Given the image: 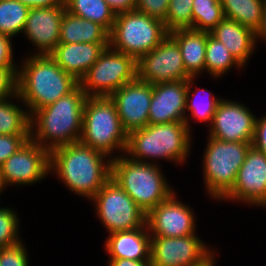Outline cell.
Returning <instances> with one entry per match:
<instances>
[{
  "instance_id": "6da1fadb",
  "label": "cell",
  "mask_w": 266,
  "mask_h": 266,
  "mask_svg": "<svg viewBox=\"0 0 266 266\" xmlns=\"http://www.w3.org/2000/svg\"><path fill=\"white\" fill-rule=\"evenodd\" d=\"M107 155L81 142L62 145L50 151V171H56L71 190L90 200L111 178V160Z\"/></svg>"
},
{
  "instance_id": "7a4b0ae2",
  "label": "cell",
  "mask_w": 266,
  "mask_h": 266,
  "mask_svg": "<svg viewBox=\"0 0 266 266\" xmlns=\"http://www.w3.org/2000/svg\"><path fill=\"white\" fill-rule=\"evenodd\" d=\"M86 98L87 95L78 85L68 95L36 110L30 118L31 139L49 152L62 145L79 142ZM35 124H37V128L34 126ZM33 127L36 129V133L33 132ZM48 139L49 144H47L48 141H45Z\"/></svg>"
},
{
  "instance_id": "3957f363",
  "label": "cell",
  "mask_w": 266,
  "mask_h": 266,
  "mask_svg": "<svg viewBox=\"0 0 266 266\" xmlns=\"http://www.w3.org/2000/svg\"><path fill=\"white\" fill-rule=\"evenodd\" d=\"M21 69L15 97L24 101L30 109V116L68 95L79 85V81L66 73L50 55L34 54Z\"/></svg>"
},
{
  "instance_id": "277c9868",
  "label": "cell",
  "mask_w": 266,
  "mask_h": 266,
  "mask_svg": "<svg viewBox=\"0 0 266 266\" xmlns=\"http://www.w3.org/2000/svg\"><path fill=\"white\" fill-rule=\"evenodd\" d=\"M111 178L147 215L173 191L157 165L120 156L111 159Z\"/></svg>"
},
{
  "instance_id": "5b68a950",
  "label": "cell",
  "mask_w": 266,
  "mask_h": 266,
  "mask_svg": "<svg viewBox=\"0 0 266 266\" xmlns=\"http://www.w3.org/2000/svg\"><path fill=\"white\" fill-rule=\"evenodd\" d=\"M189 138L190 130L185 122L148 124L128 134L125 153L139 162H145L144 158L161 157L180 163L185 161L190 151Z\"/></svg>"
},
{
  "instance_id": "8992f818",
  "label": "cell",
  "mask_w": 266,
  "mask_h": 266,
  "mask_svg": "<svg viewBox=\"0 0 266 266\" xmlns=\"http://www.w3.org/2000/svg\"><path fill=\"white\" fill-rule=\"evenodd\" d=\"M127 138L110 97H87L79 142L109 156L113 149L125 152Z\"/></svg>"
},
{
  "instance_id": "52a82bcc",
  "label": "cell",
  "mask_w": 266,
  "mask_h": 266,
  "mask_svg": "<svg viewBox=\"0 0 266 266\" xmlns=\"http://www.w3.org/2000/svg\"><path fill=\"white\" fill-rule=\"evenodd\" d=\"M168 35L164 23L136 10L117 14L109 46L138 61L157 47Z\"/></svg>"
},
{
  "instance_id": "ba28073f",
  "label": "cell",
  "mask_w": 266,
  "mask_h": 266,
  "mask_svg": "<svg viewBox=\"0 0 266 266\" xmlns=\"http://www.w3.org/2000/svg\"><path fill=\"white\" fill-rule=\"evenodd\" d=\"M208 140L203 162L207 192L223 200L232 190L252 143L227 142L213 137Z\"/></svg>"
},
{
  "instance_id": "9c48e42d",
  "label": "cell",
  "mask_w": 266,
  "mask_h": 266,
  "mask_svg": "<svg viewBox=\"0 0 266 266\" xmlns=\"http://www.w3.org/2000/svg\"><path fill=\"white\" fill-rule=\"evenodd\" d=\"M136 78L137 61L109 46L79 81V85L87 97H110Z\"/></svg>"
},
{
  "instance_id": "30bf717a",
  "label": "cell",
  "mask_w": 266,
  "mask_h": 266,
  "mask_svg": "<svg viewBox=\"0 0 266 266\" xmlns=\"http://www.w3.org/2000/svg\"><path fill=\"white\" fill-rule=\"evenodd\" d=\"M92 199L96 202V211L109 233L146 226V214L112 178Z\"/></svg>"
},
{
  "instance_id": "8fae6325",
  "label": "cell",
  "mask_w": 266,
  "mask_h": 266,
  "mask_svg": "<svg viewBox=\"0 0 266 266\" xmlns=\"http://www.w3.org/2000/svg\"><path fill=\"white\" fill-rule=\"evenodd\" d=\"M190 77L185 71L180 48L169 35L137 61V78L152 85L188 81Z\"/></svg>"
},
{
  "instance_id": "7c38bea8",
  "label": "cell",
  "mask_w": 266,
  "mask_h": 266,
  "mask_svg": "<svg viewBox=\"0 0 266 266\" xmlns=\"http://www.w3.org/2000/svg\"><path fill=\"white\" fill-rule=\"evenodd\" d=\"M50 171V152L31 138L0 167L5 187L10 184H31L42 180Z\"/></svg>"
},
{
  "instance_id": "4fadbf2b",
  "label": "cell",
  "mask_w": 266,
  "mask_h": 266,
  "mask_svg": "<svg viewBox=\"0 0 266 266\" xmlns=\"http://www.w3.org/2000/svg\"><path fill=\"white\" fill-rule=\"evenodd\" d=\"M211 253L195 234L183 237H151L152 266H197Z\"/></svg>"
},
{
  "instance_id": "5bb4252c",
  "label": "cell",
  "mask_w": 266,
  "mask_h": 266,
  "mask_svg": "<svg viewBox=\"0 0 266 266\" xmlns=\"http://www.w3.org/2000/svg\"><path fill=\"white\" fill-rule=\"evenodd\" d=\"M152 98V84L136 78L115 91L110 99L115 103L117 113L127 134L149 124V109Z\"/></svg>"
},
{
  "instance_id": "9a60e30c",
  "label": "cell",
  "mask_w": 266,
  "mask_h": 266,
  "mask_svg": "<svg viewBox=\"0 0 266 266\" xmlns=\"http://www.w3.org/2000/svg\"><path fill=\"white\" fill-rule=\"evenodd\" d=\"M256 117L243 104L220 101L211 124L210 137L227 142L252 143Z\"/></svg>"
},
{
  "instance_id": "2e32d148",
  "label": "cell",
  "mask_w": 266,
  "mask_h": 266,
  "mask_svg": "<svg viewBox=\"0 0 266 266\" xmlns=\"http://www.w3.org/2000/svg\"><path fill=\"white\" fill-rule=\"evenodd\" d=\"M224 198L266 206V156L253 146L238 170L232 190Z\"/></svg>"
},
{
  "instance_id": "e0dca14e",
  "label": "cell",
  "mask_w": 266,
  "mask_h": 266,
  "mask_svg": "<svg viewBox=\"0 0 266 266\" xmlns=\"http://www.w3.org/2000/svg\"><path fill=\"white\" fill-rule=\"evenodd\" d=\"M174 192L146 215L151 236L183 237L193 235L195 220L187 205L176 200Z\"/></svg>"
},
{
  "instance_id": "ac0fdd59",
  "label": "cell",
  "mask_w": 266,
  "mask_h": 266,
  "mask_svg": "<svg viewBox=\"0 0 266 266\" xmlns=\"http://www.w3.org/2000/svg\"><path fill=\"white\" fill-rule=\"evenodd\" d=\"M187 81L162 82L152 85L149 124L185 122L190 130L186 112Z\"/></svg>"
},
{
  "instance_id": "d6986e66",
  "label": "cell",
  "mask_w": 266,
  "mask_h": 266,
  "mask_svg": "<svg viewBox=\"0 0 266 266\" xmlns=\"http://www.w3.org/2000/svg\"><path fill=\"white\" fill-rule=\"evenodd\" d=\"M65 5L30 8L24 33L39 50L38 55H50L59 44L60 24Z\"/></svg>"
},
{
  "instance_id": "ffe728a7",
  "label": "cell",
  "mask_w": 266,
  "mask_h": 266,
  "mask_svg": "<svg viewBox=\"0 0 266 266\" xmlns=\"http://www.w3.org/2000/svg\"><path fill=\"white\" fill-rule=\"evenodd\" d=\"M109 44L59 43L50 56L68 74L80 81Z\"/></svg>"
},
{
  "instance_id": "44dd1931",
  "label": "cell",
  "mask_w": 266,
  "mask_h": 266,
  "mask_svg": "<svg viewBox=\"0 0 266 266\" xmlns=\"http://www.w3.org/2000/svg\"><path fill=\"white\" fill-rule=\"evenodd\" d=\"M144 227L110 233L105 245L110 259L150 260L151 236Z\"/></svg>"
},
{
  "instance_id": "7402d4cb",
  "label": "cell",
  "mask_w": 266,
  "mask_h": 266,
  "mask_svg": "<svg viewBox=\"0 0 266 266\" xmlns=\"http://www.w3.org/2000/svg\"><path fill=\"white\" fill-rule=\"evenodd\" d=\"M210 34L225 45L241 66L255 49L256 33L232 19L224 17Z\"/></svg>"
},
{
  "instance_id": "603a6c76",
  "label": "cell",
  "mask_w": 266,
  "mask_h": 266,
  "mask_svg": "<svg viewBox=\"0 0 266 266\" xmlns=\"http://www.w3.org/2000/svg\"><path fill=\"white\" fill-rule=\"evenodd\" d=\"M209 34V32L192 28L178 29L168 33L178 44L185 71L191 77H196L200 71L205 70V51Z\"/></svg>"
},
{
  "instance_id": "cb8c5ba5",
  "label": "cell",
  "mask_w": 266,
  "mask_h": 266,
  "mask_svg": "<svg viewBox=\"0 0 266 266\" xmlns=\"http://www.w3.org/2000/svg\"><path fill=\"white\" fill-rule=\"evenodd\" d=\"M81 42L109 44V32L98 23L65 11L60 24L59 43Z\"/></svg>"
},
{
  "instance_id": "d4e9b609",
  "label": "cell",
  "mask_w": 266,
  "mask_h": 266,
  "mask_svg": "<svg viewBox=\"0 0 266 266\" xmlns=\"http://www.w3.org/2000/svg\"><path fill=\"white\" fill-rule=\"evenodd\" d=\"M225 18L253 30L262 25L265 0H220Z\"/></svg>"
},
{
  "instance_id": "484cf974",
  "label": "cell",
  "mask_w": 266,
  "mask_h": 266,
  "mask_svg": "<svg viewBox=\"0 0 266 266\" xmlns=\"http://www.w3.org/2000/svg\"><path fill=\"white\" fill-rule=\"evenodd\" d=\"M64 3L70 14L98 23L109 33L112 31L116 15L105 0H64Z\"/></svg>"
},
{
  "instance_id": "4316f807",
  "label": "cell",
  "mask_w": 266,
  "mask_h": 266,
  "mask_svg": "<svg viewBox=\"0 0 266 266\" xmlns=\"http://www.w3.org/2000/svg\"><path fill=\"white\" fill-rule=\"evenodd\" d=\"M31 116L8 99L0 100V134L30 136Z\"/></svg>"
},
{
  "instance_id": "83f0119b",
  "label": "cell",
  "mask_w": 266,
  "mask_h": 266,
  "mask_svg": "<svg viewBox=\"0 0 266 266\" xmlns=\"http://www.w3.org/2000/svg\"><path fill=\"white\" fill-rule=\"evenodd\" d=\"M224 17L220 0H193L192 29L210 33Z\"/></svg>"
},
{
  "instance_id": "f1b7e54d",
  "label": "cell",
  "mask_w": 266,
  "mask_h": 266,
  "mask_svg": "<svg viewBox=\"0 0 266 266\" xmlns=\"http://www.w3.org/2000/svg\"><path fill=\"white\" fill-rule=\"evenodd\" d=\"M233 65L242 67L225 45L209 34L206 42L205 69L214 77H218L227 72Z\"/></svg>"
},
{
  "instance_id": "f546056e",
  "label": "cell",
  "mask_w": 266,
  "mask_h": 266,
  "mask_svg": "<svg viewBox=\"0 0 266 266\" xmlns=\"http://www.w3.org/2000/svg\"><path fill=\"white\" fill-rule=\"evenodd\" d=\"M29 9L17 0H0V33L12 38L23 32Z\"/></svg>"
},
{
  "instance_id": "4dcf8cb0",
  "label": "cell",
  "mask_w": 266,
  "mask_h": 266,
  "mask_svg": "<svg viewBox=\"0 0 266 266\" xmlns=\"http://www.w3.org/2000/svg\"><path fill=\"white\" fill-rule=\"evenodd\" d=\"M193 0H170L166 20L163 22L168 33L192 28Z\"/></svg>"
},
{
  "instance_id": "1f68e13d",
  "label": "cell",
  "mask_w": 266,
  "mask_h": 266,
  "mask_svg": "<svg viewBox=\"0 0 266 266\" xmlns=\"http://www.w3.org/2000/svg\"><path fill=\"white\" fill-rule=\"evenodd\" d=\"M192 80H194V77H190L187 81V95H186V110H190V112L192 113L193 118H198V121H210V123L213 121V117L214 114L217 110V107L221 101V99L219 100L218 98H215L214 95L212 97H209V99H207V101L202 102L201 100L198 101V99H195L198 96V94H195L193 92V98H192V103L190 104L189 101L191 100V96H190V89H191V83L193 82ZM207 90H204V92ZM200 92V91H199ZM203 92V91H202ZM201 94V92H200ZM190 99V100H189Z\"/></svg>"
},
{
  "instance_id": "d6a6232c",
  "label": "cell",
  "mask_w": 266,
  "mask_h": 266,
  "mask_svg": "<svg viewBox=\"0 0 266 266\" xmlns=\"http://www.w3.org/2000/svg\"><path fill=\"white\" fill-rule=\"evenodd\" d=\"M18 217L9 208H0V248L15 245L20 242L17 234Z\"/></svg>"
},
{
  "instance_id": "836d02e7",
  "label": "cell",
  "mask_w": 266,
  "mask_h": 266,
  "mask_svg": "<svg viewBox=\"0 0 266 266\" xmlns=\"http://www.w3.org/2000/svg\"><path fill=\"white\" fill-rule=\"evenodd\" d=\"M21 241L15 245L0 248V266H28V255Z\"/></svg>"
},
{
  "instance_id": "e575fe53",
  "label": "cell",
  "mask_w": 266,
  "mask_h": 266,
  "mask_svg": "<svg viewBox=\"0 0 266 266\" xmlns=\"http://www.w3.org/2000/svg\"><path fill=\"white\" fill-rule=\"evenodd\" d=\"M170 0H135V10L152 18L166 20Z\"/></svg>"
},
{
  "instance_id": "d590c367",
  "label": "cell",
  "mask_w": 266,
  "mask_h": 266,
  "mask_svg": "<svg viewBox=\"0 0 266 266\" xmlns=\"http://www.w3.org/2000/svg\"><path fill=\"white\" fill-rule=\"evenodd\" d=\"M30 136H15L0 134V167L22 145L29 140Z\"/></svg>"
},
{
  "instance_id": "8d00e7d4",
  "label": "cell",
  "mask_w": 266,
  "mask_h": 266,
  "mask_svg": "<svg viewBox=\"0 0 266 266\" xmlns=\"http://www.w3.org/2000/svg\"><path fill=\"white\" fill-rule=\"evenodd\" d=\"M18 70L16 68H0V100L17 95Z\"/></svg>"
},
{
  "instance_id": "74e56055",
  "label": "cell",
  "mask_w": 266,
  "mask_h": 266,
  "mask_svg": "<svg viewBox=\"0 0 266 266\" xmlns=\"http://www.w3.org/2000/svg\"><path fill=\"white\" fill-rule=\"evenodd\" d=\"M10 38V36L0 33V68H15Z\"/></svg>"
},
{
  "instance_id": "f35d334b",
  "label": "cell",
  "mask_w": 266,
  "mask_h": 266,
  "mask_svg": "<svg viewBox=\"0 0 266 266\" xmlns=\"http://www.w3.org/2000/svg\"><path fill=\"white\" fill-rule=\"evenodd\" d=\"M252 146L266 156V116L255 120Z\"/></svg>"
},
{
  "instance_id": "ab89813d",
  "label": "cell",
  "mask_w": 266,
  "mask_h": 266,
  "mask_svg": "<svg viewBox=\"0 0 266 266\" xmlns=\"http://www.w3.org/2000/svg\"><path fill=\"white\" fill-rule=\"evenodd\" d=\"M115 15L135 10V0H105Z\"/></svg>"
},
{
  "instance_id": "60d3db41",
  "label": "cell",
  "mask_w": 266,
  "mask_h": 266,
  "mask_svg": "<svg viewBox=\"0 0 266 266\" xmlns=\"http://www.w3.org/2000/svg\"><path fill=\"white\" fill-rule=\"evenodd\" d=\"M29 8L65 5L64 0H17Z\"/></svg>"
},
{
  "instance_id": "b9f144b4",
  "label": "cell",
  "mask_w": 266,
  "mask_h": 266,
  "mask_svg": "<svg viewBox=\"0 0 266 266\" xmlns=\"http://www.w3.org/2000/svg\"><path fill=\"white\" fill-rule=\"evenodd\" d=\"M109 266H152L150 260L110 259Z\"/></svg>"
},
{
  "instance_id": "7bdbcfd3",
  "label": "cell",
  "mask_w": 266,
  "mask_h": 266,
  "mask_svg": "<svg viewBox=\"0 0 266 266\" xmlns=\"http://www.w3.org/2000/svg\"><path fill=\"white\" fill-rule=\"evenodd\" d=\"M256 37L264 38L266 40V0H265V4H264L262 25H261L260 29L256 32Z\"/></svg>"
},
{
  "instance_id": "ee69618b",
  "label": "cell",
  "mask_w": 266,
  "mask_h": 266,
  "mask_svg": "<svg viewBox=\"0 0 266 266\" xmlns=\"http://www.w3.org/2000/svg\"><path fill=\"white\" fill-rule=\"evenodd\" d=\"M214 254L212 253L204 262H202L201 264L197 265V266H214L215 262H214Z\"/></svg>"
},
{
  "instance_id": "f6af8a7d",
  "label": "cell",
  "mask_w": 266,
  "mask_h": 266,
  "mask_svg": "<svg viewBox=\"0 0 266 266\" xmlns=\"http://www.w3.org/2000/svg\"><path fill=\"white\" fill-rule=\"evenodd\" d=\"M2 189H4V186H3V183H2V180H1V176H0V192L2 191Z\"/></svg>"
}]
</instances>
